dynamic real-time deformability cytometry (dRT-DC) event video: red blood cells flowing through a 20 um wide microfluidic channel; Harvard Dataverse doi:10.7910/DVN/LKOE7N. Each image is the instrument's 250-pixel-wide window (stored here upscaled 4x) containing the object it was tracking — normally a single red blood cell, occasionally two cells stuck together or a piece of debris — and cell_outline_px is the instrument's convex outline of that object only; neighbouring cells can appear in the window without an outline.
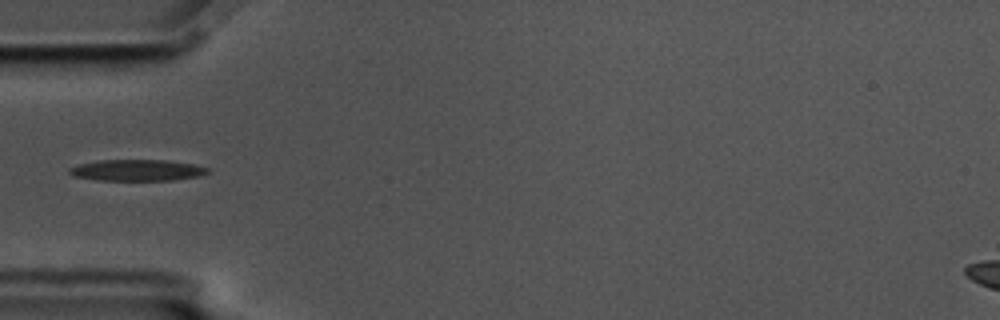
{"species": "common noctule bat (a hibernating species)", "species_latin": "Nyctalus noctula", "temperature_condition": "cold", "stored_images_in_passage": 40, "camera_frame_rate_fps": 3000, "um_per_image_px": 0.085, "animal": {"sex": "male", "body_mass_g": 17.5, "forearm_length_mm": 52.3}, "frame": {"image": 1, "passage_image": 1, "time_ms": 0.0, "image_size_px": [1000, 320], "cell_outline_px": [[208, 172], [196, 176], [172, 180], [96, 180], [72, 176], [68, 172], [68, 168], [80, 164], [100, 160], [164, 160], [192, 164], [208, 168]], "centroid_in_image_um": [11.57, 14.47], "position_along_channel_um": 73.4, "area_um2": 16.94}}
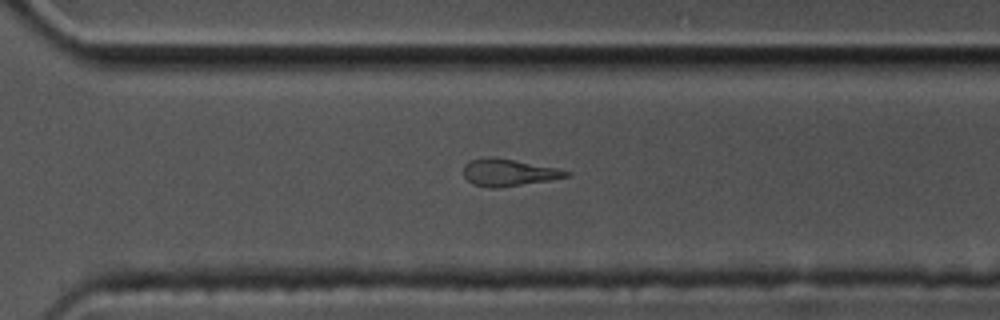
{"frame": {"image": 2, "passage_image": 23, "time_ms": 7.333, "image_size_px": [1000, 320], "cell_outline_px": [[572, 176], [552, 180], [500, 188], [488, 188], [472, 184], [464, 176], [464, 164], [468, 160], [484, 156], [492, 156], [516, 160], [556, 168], [572, 172]], "centroid_in_image_um": [43.22, 14.66], "position_along_channel_um": 327.4, "area_um2": 16.65}}
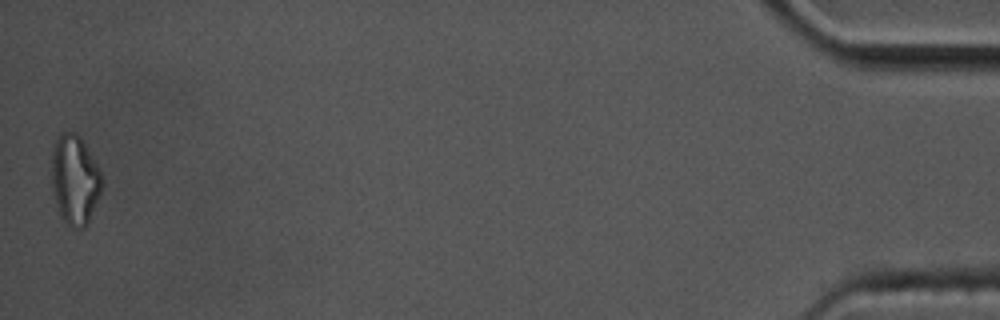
{"frame": {"image": 3, "passage_image": 40, "time_ms": 13.0, "image_size_px": [1000, 320], "cell_outline_px": [[104, 180], [100, 192], [88, 224], [84, 228], [72, 228], [60, 216], [52, 188], [52, 152], [56, 140], [64, 132], [76, 132], [80, 136], [96, 164]], "centroid_in_image_um": [6.36, 15.3], "position_along_channel_um": 428.8, "area_um2": 25.95}}